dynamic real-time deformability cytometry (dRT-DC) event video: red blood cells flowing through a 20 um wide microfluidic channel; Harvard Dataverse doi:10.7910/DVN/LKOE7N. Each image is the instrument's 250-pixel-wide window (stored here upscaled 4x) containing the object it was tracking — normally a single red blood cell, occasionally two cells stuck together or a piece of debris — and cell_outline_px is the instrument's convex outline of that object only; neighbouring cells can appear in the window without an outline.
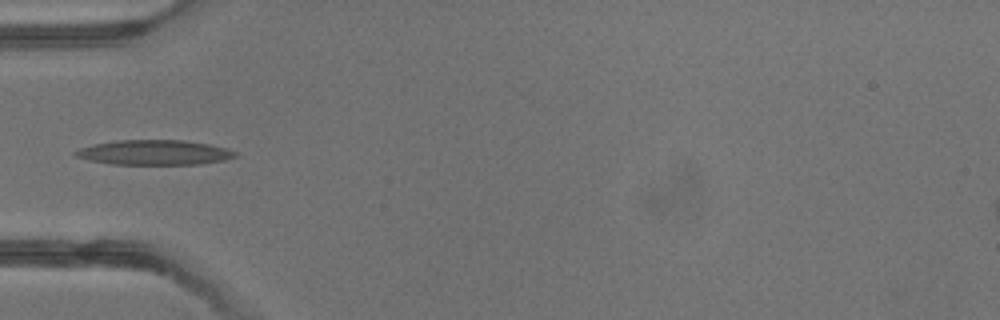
{"species": "common noctule bat (a hibernating species)", "species_latin": "Nyctalus noctula", "temperature_condition": "warm", "stored_images_in_passage": 2, "camera_frame_rate_fps": 3000, "um_per_image_px": 0.085, "animal": {"sex": "male", "body_mass_g": 13.3}, "frame": {"image": 1, "passage_image": 2, "time_ms": 1.333, "image_size_px": [1000, 320], "cell_outline_px": [[240, 156], [224, 160], [200, 164], [112, 164], [92, 160], [76, 156], [72, 152], [80, 148], [96, 144], [116, 140], [180, 140], [208, 144], [228, 148], [236, 152]], "centroid_in_image_um": [13.18, 12.96], "position_along_channel_um": 71.8, "area_um2": 23.0}}